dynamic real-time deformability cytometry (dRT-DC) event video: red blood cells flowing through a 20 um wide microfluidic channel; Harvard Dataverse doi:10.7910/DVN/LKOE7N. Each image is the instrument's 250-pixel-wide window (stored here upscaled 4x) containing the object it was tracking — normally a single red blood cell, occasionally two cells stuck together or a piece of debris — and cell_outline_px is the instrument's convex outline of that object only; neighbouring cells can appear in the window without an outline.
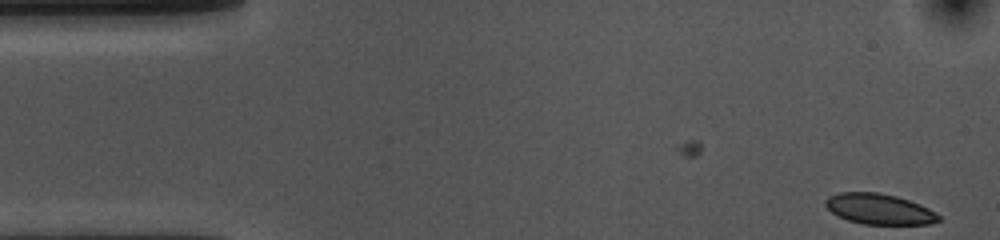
{"species": "common noctule bat (a hibernating species)", "species_latin": "Nyctalus noctula", "temperature_condition": "cold", "stored_images_in_passage": 44, "camera_frame_rate_fps": 3000, "um_per_image_px": 0.085, "animal": {"sex": "female", "body_mass_g": 10.0, "forearm_length_mm": 53.1}, "frame": {"image": 1, "passage_image": 1, "time_ms": 0.0, "image_size_px": [1000, 240], "cell_outline_px": [[940, 220], [928, 224], [864, 224], [848, 220], [832, 212], [824, 204], [824, 200], [828, 196], [840, 192], [876, 192], [896, 196], [920, 204], [936, 212], [940, 216]], "centroid_in_image_um": [74.73, 17.76], "position_along_channel_um": 10.3, "area_um2": 20.06}}
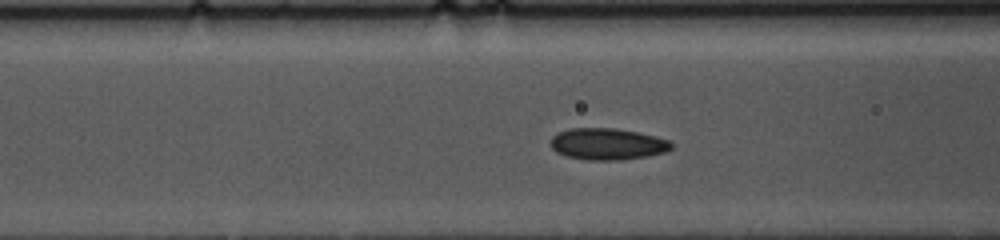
{"frame": {"image": 2, "passage_image": 18, "time_ms": 5.667, "image_size_px": [1000, 240], "cell_outline_px": [[672, 148], [664, 152], [648, 156], [620, 160], [588, 160], [568, 156], [556, 152], [552, 148], [552, 136], [556, 132], [568, 128], [616, 128], [656, 136], [668, 140], [672, 144]], "centroid_in_image_um": [51.62, 12.23], "position_along_channel_um": 115.0, "area_um2": 22.2}}
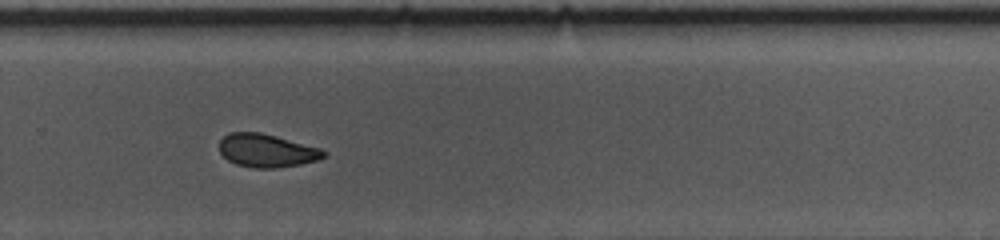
{"frame": {"image": 3, "passage_image": 34, "time_ms": 11.0, "image_size_px": [1000, 240], "cell_outline_px": [[328, 152], [320, 160], [300, 164], [276, 168], [252, 168], [236, 164], [228, 160], [220, 152], [220, 140], [228, 132], [260, 132], [276, 136], [320, 148]], "centroid_in_image_um": [22.68, 12.8], "position_along_channel_um": 307.1, "area_um2": 20.23}, "authors_computed_cell_mechanics": {"area_um2": 21.0103, "velocity_mm_per_s": 3.6145, "shape_relaxation_time_tau1_ms": 2.79, "shape_relaxation_time_tau2_ms": 1.3518, "deformation_change_tau1": 0.0843, "deformation_change_tau2": 0.0414}}